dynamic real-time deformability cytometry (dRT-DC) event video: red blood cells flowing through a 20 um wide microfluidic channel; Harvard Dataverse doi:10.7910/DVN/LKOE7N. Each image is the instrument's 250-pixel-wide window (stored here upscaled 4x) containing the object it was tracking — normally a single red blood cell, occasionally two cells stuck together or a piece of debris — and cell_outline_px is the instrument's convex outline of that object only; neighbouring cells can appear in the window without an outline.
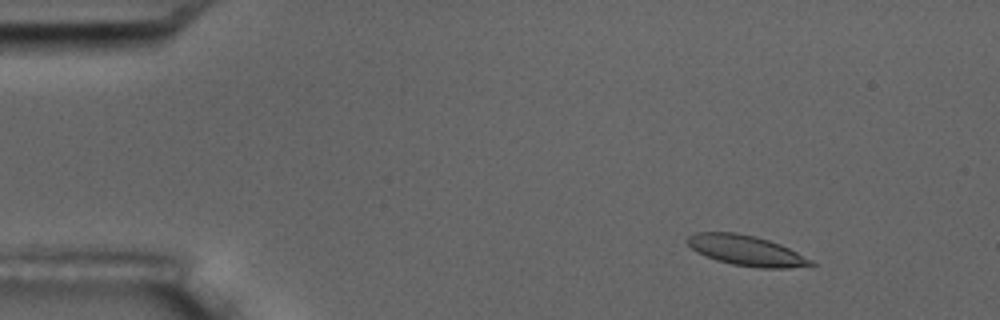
{"species": "common noctule bat (a hibernating species)", "species_latin": "Nyctalus noctula", "temperature_condition": "room temperature", "stored_images_in_passage": 5, "camera_frame_rate_fps": 3000, "um_per_image_px": 0.085, "animal": {"sex": "male", "body_mass_g": 17.5, "forearm_length_mm": 52.3}, "frame": {"image": 1, "passage_image": 3, "time_ms": 2.333, "image_size_px": [1000, 320], "cell_outline_px": [[816, 264], [812, 268], [760, 268], [732, 264], [716, 260], [696, 252], [684, 240], [688, 236], [696, 232], [736, 232], [756, 236], [780, 244], [812, 260]], "centroid_in_image_um": [63.46, 21.3], "position_along_channel_um": 21.5, "area_um2": 22.08}}